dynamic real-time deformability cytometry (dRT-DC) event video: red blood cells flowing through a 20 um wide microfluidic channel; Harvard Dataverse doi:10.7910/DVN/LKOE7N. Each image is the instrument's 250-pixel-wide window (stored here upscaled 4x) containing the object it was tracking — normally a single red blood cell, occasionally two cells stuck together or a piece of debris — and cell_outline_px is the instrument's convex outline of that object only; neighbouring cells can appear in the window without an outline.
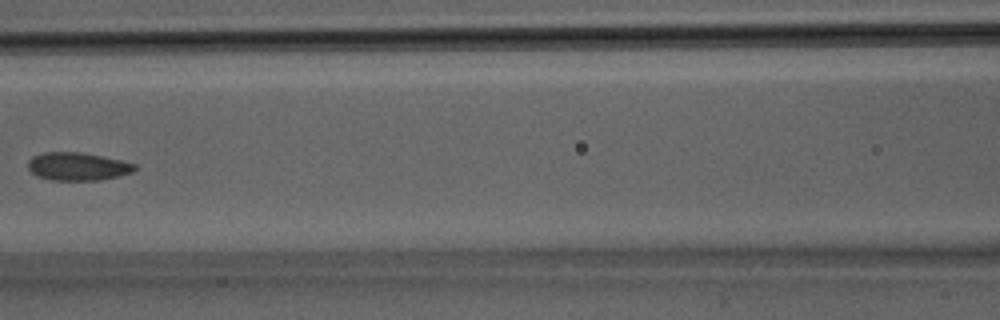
{"species": "Egyptian fruit bat (a non-hibernating species)", "species_latin": "Rousettus aegyptiacus", "temperature_condition": "room temperature", "stored_images_in_passage": 32, "segment_of_instrument_passage": [1, 2], "camera_frame_rate_fps": 3000, "um_per_image_px": 0.085, "animal": {"sex": "male"}, "frame": {"image": 1, "passage_image": 14, "time_ms": 4.333, "image_size_px": [1000, 320], "cell_outline_px": [[136, 168], [132, 172], [120, 176], [100, 180], [52, 180], [36, 176], [28, 168], [28, 160], [32, 156], [44, 152], [80, 152], [120, 160], [136, 164]], "centroid_in_image_um": [6.58, 14.15], "position_along_channel_um": 160.0, "area_um2": 17.4}}
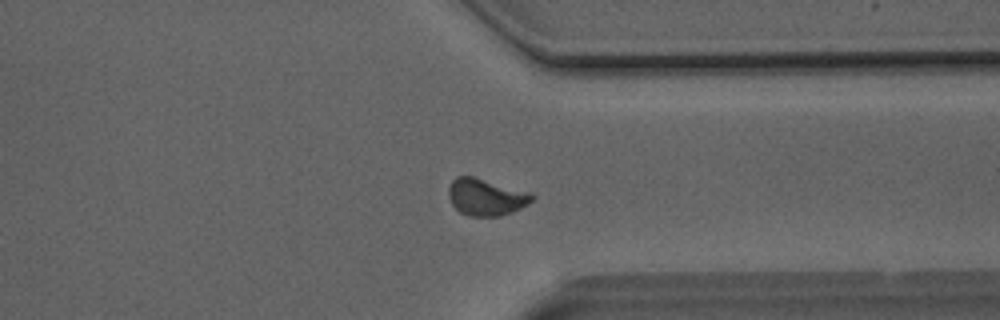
{"frame": {"image": 2, "passage_image": 24, "time_ms": 7.667, "image_size_px": [1000, 320], "cell_outline_px": [[536, 196], [528, 204], [512, 212], [500, 216], [468, 216], [460, 212], [452, 204], [448, 196], [448, 188], [452, 180], [456, 176], [472, 176]], "centroid_in_image_um": [41.23, 16.77], "position_along_channel_um": 370.2, "area_um2": 17.46}}
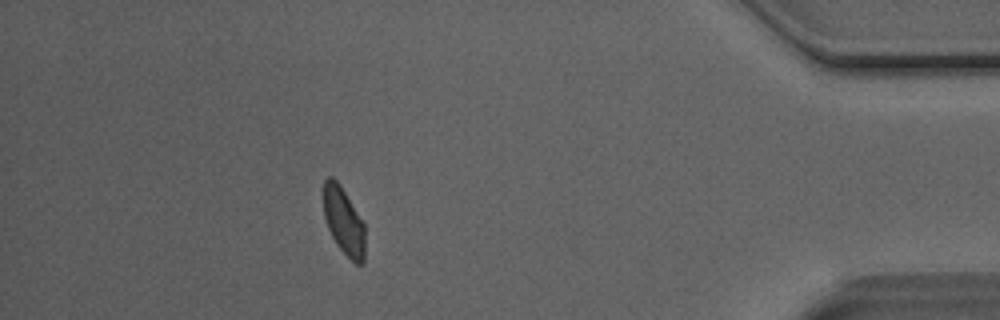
{"frame": {"image": 3, "passage_image": 28, "time_ms": 9.0, "image_size_px": [1000, 320], "cell_outline_px": [[364, 264], [356, 264], [336, 244], [328, 228], [324, 216], [324, 180], [328, 176], [332, 176], [340, 184], [364, 224]], "centroid_in_image_um": [29.21, 18.79], "position_along_channel_um": 406.0, "area_um2": 16.01}}